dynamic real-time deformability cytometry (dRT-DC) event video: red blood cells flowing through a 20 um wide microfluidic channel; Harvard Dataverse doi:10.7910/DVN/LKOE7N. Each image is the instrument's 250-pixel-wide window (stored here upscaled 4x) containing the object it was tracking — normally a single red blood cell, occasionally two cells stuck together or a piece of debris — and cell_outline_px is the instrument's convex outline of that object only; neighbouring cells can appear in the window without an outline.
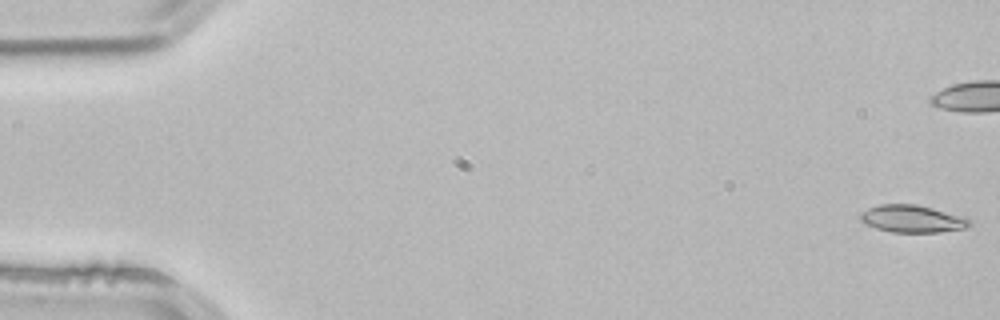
{"species": "common noctule bat (a hibernating species)", "species_latin": "Nyctalus noctula", "temperature_condition": "room temperature", "stored_images_in_passage": 6, "camera_frame_rate_fps": 3000, "um_per_image_px": 0.085, "animal": {"sex": "male", "body_mass_g": 21.5, "forearm_length_mm": 52.0}, "frame": {"image": 1, "passage_image": 1, "time_ms": 0.0, "image_size_px": [1000, 320], "cell_outline_px": [[972, 224], [968, 228], [940, 232], [892, 232], [876, 228], [860, 220], [860, 212], [868, 208], [880, 204], [916, 204], [964, 216], [972, 220]], "centroid_in_image_um": [77.59, 18.6], "position_along_channel_um": 7.4, "area_um2": 17.51}}
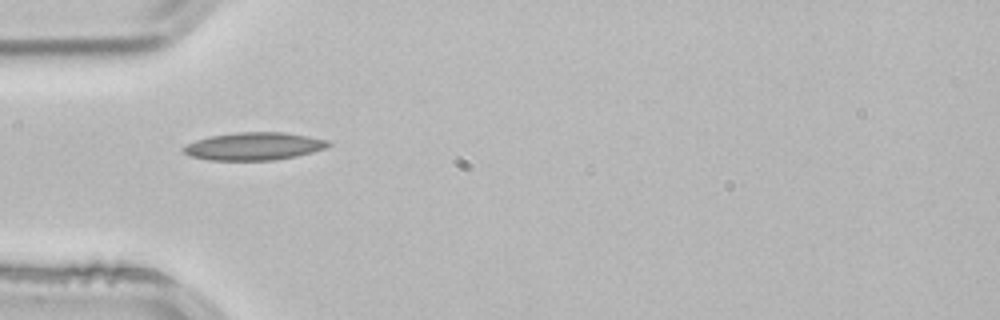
{"frame": {"image": 2, "passage_image": 5, "time_ms": 1.333, "image_size_px": [1000, 320], "cell_outline_px": [[332, 144], [324, 148], [312, 152], [296, 156], [276, 160], [208, 160], [188, 156], [180, 148], [196, 140], [212, 136], [236, 132], [284, 132], [308, 136], [328, 140]], "centroid_in_image_um": [21.57, 12.43], "position_along_channel_um": 63.4, "area_um2": 23.41}}